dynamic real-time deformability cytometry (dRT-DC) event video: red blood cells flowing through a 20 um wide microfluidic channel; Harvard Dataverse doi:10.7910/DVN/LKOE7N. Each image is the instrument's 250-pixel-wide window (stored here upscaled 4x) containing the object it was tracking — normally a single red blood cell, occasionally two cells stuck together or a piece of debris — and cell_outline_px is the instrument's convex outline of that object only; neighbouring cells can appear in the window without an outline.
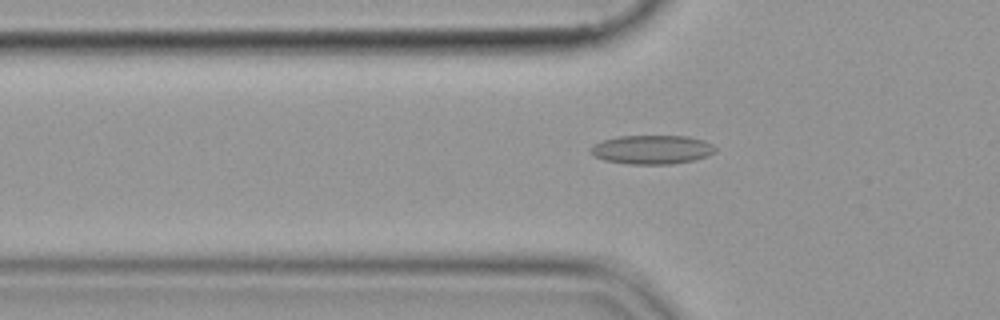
{"species": "common noctule bat (a hibernating species)", "species_latin": "Nyctalus noctula", "temperature_condition": "cold", "stored_images_in_passage": 54, "camera_frame_rate_fps": 3000, "um_per_image_px": 0.085, "animal": {"sex": "female", "body_mass_g": 19.9}, "frame": {"image": 1, "passage_image": 18, "time_ms": 5.667, "image_size_px": [1000, 320], "cell_outline_px": [[716, 152], [692, 160], [672, 164], [628, 164], [604, 160], [592, 156], [588, 152], [588, 148], [592, 144], [604, 140], [620, 136], [688, 136], [704, 140], [712, 144], [716, 148]], "centroid_in_image_um": [55.35, 12.71], "position_along_channel_um": 70.4, "area_um2": 21.15}}
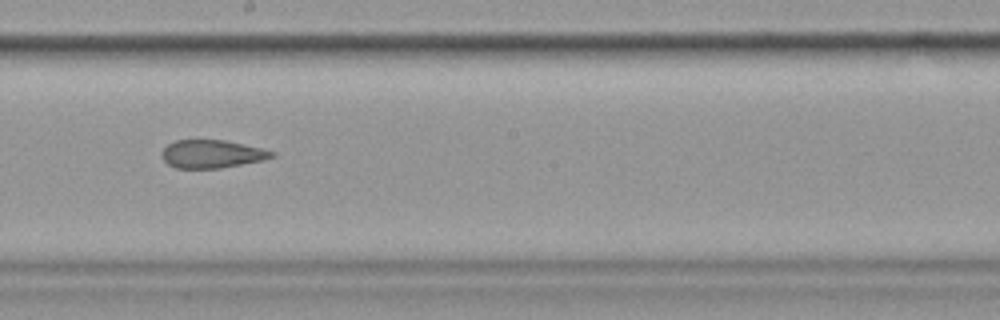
{"frame": {"image": 2, "passage_image": 31, "time_ms": 10.0, "image_size_px": [1000, 320], "cell_outline_px": [[276, 156], [264, 160], [220, 168], [176, 168], [168, 164], [164, 160], [160, 152], [168, 144], [176, 140], [224, 140], [260, 148], [276, 152]], "centroid_in_image_um": [18.01, 13.09], "position_along_channel_um": 230.2, "area_um2": 17.92}}
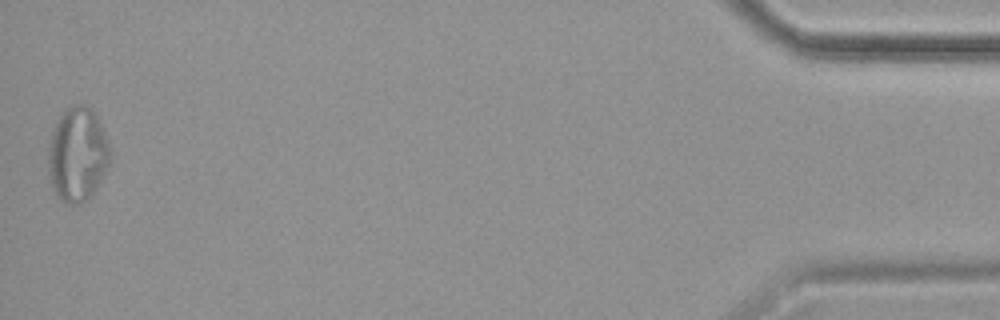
{"frame": {"image": 3, "passage_image": 54, "time_ms": 17.667, "image_size_px": [1000, 320], "cell_outline_px": [[108, 164], [92, 196], [80, 204], [64, 204], [56, 196], [52, 188], [48, 176], [48, 144], [52, 132], [64, 108], [68, 104], [84, 104], [92, 108], [96, 112], [108, 144]], "centroid_in_image_um": [6.54, 13.12], "position_along_channel_um": 428.7, "area_um2": 34.22}}